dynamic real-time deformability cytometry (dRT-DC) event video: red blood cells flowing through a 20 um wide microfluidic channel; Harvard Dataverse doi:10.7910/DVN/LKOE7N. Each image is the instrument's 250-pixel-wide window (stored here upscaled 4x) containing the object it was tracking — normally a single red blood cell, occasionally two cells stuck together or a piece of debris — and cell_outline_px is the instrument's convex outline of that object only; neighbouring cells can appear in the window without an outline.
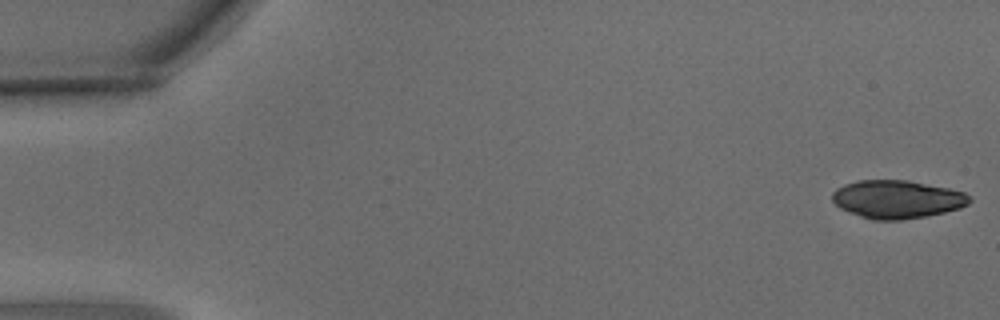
{"species": "common noctule bat (a hibernating species)", "species_latin": "Nyctalus noctula", "temperature_condition": "warm", "stored_images_in_passage": 3, "camera_frame_rate_fps": 3000, "um_per_image_px": 0.085, "animal": {"sex": "male", "body_mass_g": 15.6}, "frame": {"image": 1, "passage_image": 1, "time_ms": 0.0, "image_size_px": [1000, 320], "cell_outline_px": [[972, 200], [968, 204], [960, 208], [944, 212], [924, 216], [900, 220], [872, 220], [848, 212], [840, 208], [832, 200], [832, 192], [836, 188], [844, 184], [856, 180], [908, 180], [948, 188], [964, 192], [972, 196]], "centroid_in_image_um": [76.24, 16.93], "position_along_channel_um": 8.8, "area_um2": 30.63}}